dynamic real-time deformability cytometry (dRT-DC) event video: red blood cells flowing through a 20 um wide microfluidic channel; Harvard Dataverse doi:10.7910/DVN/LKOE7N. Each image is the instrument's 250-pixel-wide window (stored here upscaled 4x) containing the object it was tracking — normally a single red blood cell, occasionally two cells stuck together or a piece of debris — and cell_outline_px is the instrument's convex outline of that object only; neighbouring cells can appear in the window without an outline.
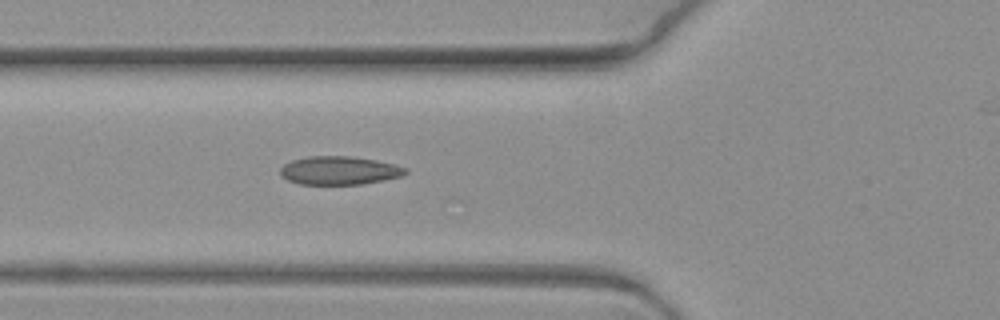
{"species": "common noctule bat (a hibernating species)", "species_latin": "Nyctalus noctula", "temperature_condition": "warm", "stored_images_in_passage": 9, "camera_frame_rate_fps": 3000, "um_per_image_px": 0.085, "animal": {"sex": "female", "body_mass_g": 19.3, "forearm_length_mm": 54.1}, "frame": {"image": 1, "passage_image": 8, "time_ms": 2.333, "image_size_px": [1000, 320], "cell_outline_px": [[408, 172], [400, 176], [384, 180], [360, 184], [300, 184], [288, 180], [280, 176], [280, 168], [284, 164], [292, 160], [308, 156], [352, 156], [376, 160], [396, 164], [408, 168]], "centroid_in_image_um": [28.84, 14.48], "position_along_channel_um": 97.0, "area_um2": 20.81}}